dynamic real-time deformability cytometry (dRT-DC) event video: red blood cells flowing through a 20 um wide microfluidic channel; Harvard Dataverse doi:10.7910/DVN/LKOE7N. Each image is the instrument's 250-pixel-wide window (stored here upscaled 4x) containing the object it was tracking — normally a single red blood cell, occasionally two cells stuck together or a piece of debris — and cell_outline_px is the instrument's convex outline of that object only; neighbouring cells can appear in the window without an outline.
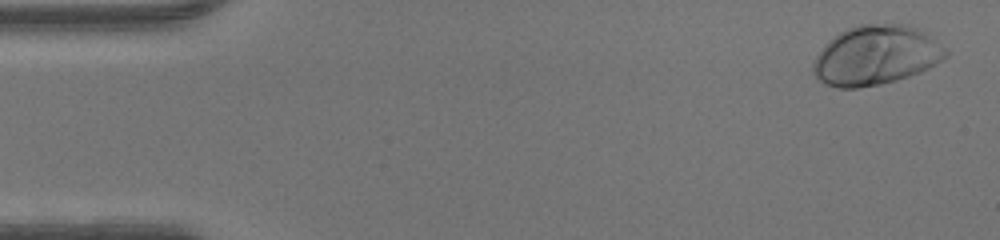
{"species": "human", "species_latin": "Homo sapiens", "temperature_condition": "warm", "stored_images_in_passage": 48, "camera_frame_rate_fps": 3000, "um_per_image_px": 0.085, "donor": {"sex": "male"}, "frame": {"image": 1, "passage_image": 2, "time_ms": 0.333, "image_size_px": [1000, 240], "cell_outline_px": [[948, 56], [944, 60], [920, 72], [896, 80], [880, 84], [856, 88], [836, 88], [824, 84], [812, 72], [812, 64], [816, 56], [840, 32], [848, 28], [860, 24], [908, 24], [924, 32], [944, 48], [948, 52]], "centroid_in_image_um": [74.46, 4.72], "position_along_channel_um": 10.5, "area_um2": 45.49}}
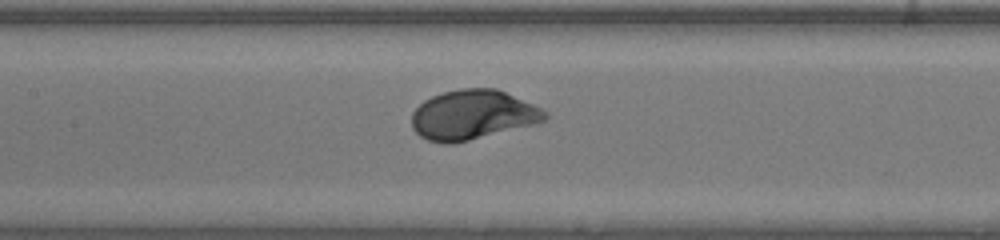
{"frame": {"image": 2, "passage_image": 22, "time_ms": 7.0, "image_size_px": [1000, 240], "cell_outline_px": [[548, 116], [544, 120], [536, 124], [452, 144], [444, 144], [428, 140], [420, 136], [412, 128], [412, 112], [424, 100], [432, 96], [444, 92], [460, 88], [496, 88], [532, 104], [548, 112]], "centroid_in_image_um": [40.16, 9.77], "position_along_channel_um": 167.2, "area_um2": 38.38}}
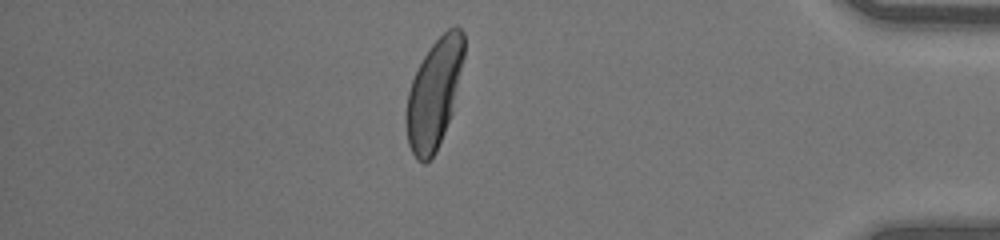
{"frame": {"image": 3, "passage_image": 41, "time_ms": 13.333, "image_size_px": [1000, 240], "cell_outline_px": [[464, 56], [452, 112], [436, 152], [424, 164], [416, 160], [408, 144], [404, 124], [404, 120], [408, 92], [412, 80], [424, 56], [432, 44], [448, 28], [456, 24], [464, 32]], "centroid_in_image_um": [36.88, 7.97], "position_along_channel_um": 398.3, "area_um2": 36.65}}